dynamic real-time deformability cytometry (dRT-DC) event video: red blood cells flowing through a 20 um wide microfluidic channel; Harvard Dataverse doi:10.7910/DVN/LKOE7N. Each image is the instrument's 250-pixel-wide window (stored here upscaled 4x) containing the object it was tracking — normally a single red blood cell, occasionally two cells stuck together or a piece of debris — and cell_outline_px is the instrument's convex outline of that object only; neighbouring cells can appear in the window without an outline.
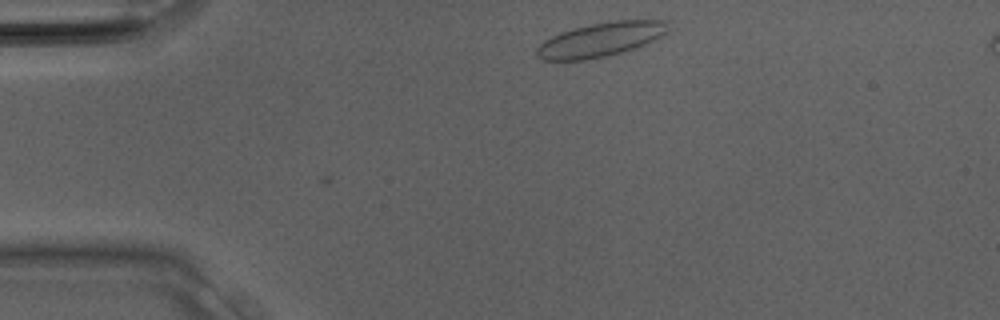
{"species": "Egyptian fruit bat (a non-hibernating species)", "species_latin": "Rousettus aegyptiacus", "temperature_condition": "room temperature", "stored_images_in_passage": 7, "camera_frame_rate_fps": 3000, "um_per_image_px": 0.085, "animal": {"sex": "male"}, "frame": {"image": 1, "passage_image": 1, "time_ms": 0.0, "image_size_px": [1000, 320], "cell_outline_px": [[672, 20], [668, 32], [644, 44], [608, 56], [584, 60], [544, 60], [536, 56], [536, 48], [544, 40], [560, 32], [572, 28], [592, 24], [616, 20]], "centroid_in_image_um": [51.07, 3.35], "position_along_channel_um": 33.9, "area_um2": 26.13}}